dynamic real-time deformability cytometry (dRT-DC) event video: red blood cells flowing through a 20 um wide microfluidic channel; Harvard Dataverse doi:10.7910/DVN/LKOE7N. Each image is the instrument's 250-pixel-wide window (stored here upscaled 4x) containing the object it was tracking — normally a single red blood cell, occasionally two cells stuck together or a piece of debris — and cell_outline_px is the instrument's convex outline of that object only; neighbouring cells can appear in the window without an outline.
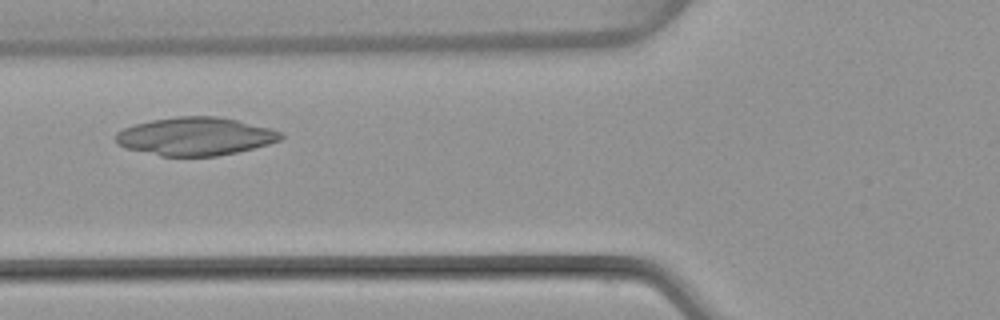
{"species": "common noctule bat (a hibernating species)", "species_latin": "Nyctalus noctula", "temperature_condition": "warm", "stored_images_in_passage": 44, "camera_frame_rate_fps": 3000, "um_per_image_px": 0.085, "animal": {"sex": "female", "body_mass_g": 22.7, "forearm_length_mm": 54.2}, "frame": {"image": 1, "passage_image": 13, "time_ms": 4.0, "image_size_px": [1000, 320], "cell_outline_px": [[284, 136], [280, 140], [268, 144], [236, 152], [216, 156], [160, 156], [124, 148], [116, 144], [116, 132], [124, 128], [136, 124], [152, 120], [176, 116], [216, 116], [236, 120], [272, 128], [280, 132]], "centroid_in_image_um": [16.58, 11.59], "position_along_channel_um": 109.2, "area_um2": 36.65}}
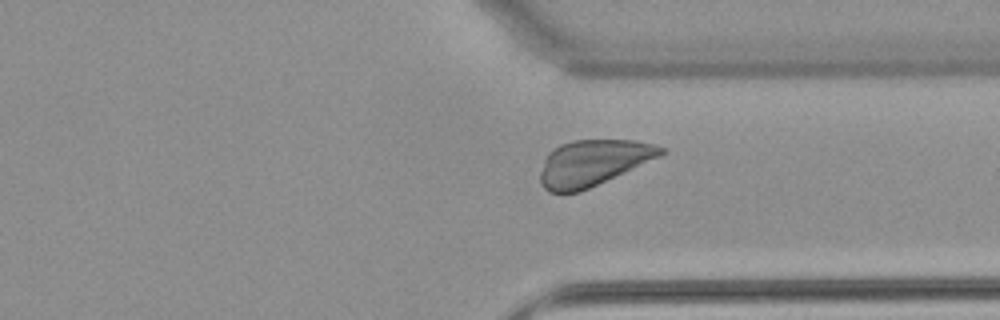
{"frame": {"image": 2, "passage_image": 32, "time_ms": 10.333, "image_size_px": [1000, 320], "cell_outline_px": [[668, 152], [660, 156], [580, 192], [548, 192], [540, 184], [540, 172], [544, 160], [548, 152], [552, 148], [560, 144], [572, 140], [636, 140], [656, 144], [668, 148]], "centroid_in_image_um": [50.41, 13.82], "position_along_channel_um": 361.0, "area_um2": 32.43}}
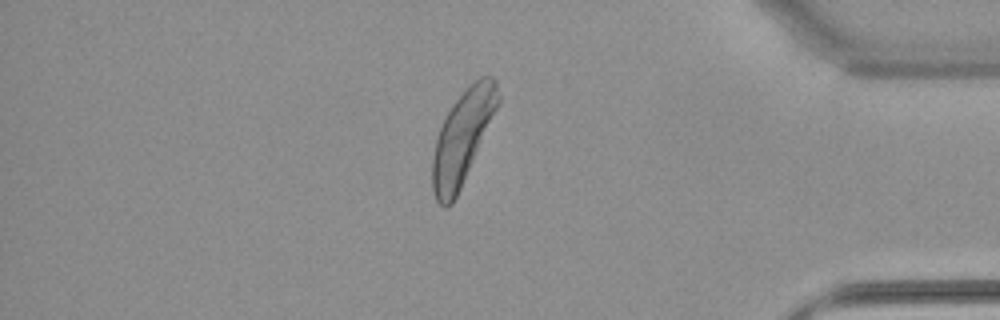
{"frame": {"image": 3, "passage_image": 37, "time_ms": 12.0, "image_size_px": [1000, 320], "cell_outline_px": [[500, 104], [460, 188], [452, 204], [444, 208], [436, 200], [432, 192], [432, 160], [436, 140], [440, 128], [452, 104], [480, 76], [492, 76], [496, 80], [500, 96]], "centroid_in_image_um": [39.32, 11.68], "position_along_channel_um": 395.9, "area_um2": 35.03}}